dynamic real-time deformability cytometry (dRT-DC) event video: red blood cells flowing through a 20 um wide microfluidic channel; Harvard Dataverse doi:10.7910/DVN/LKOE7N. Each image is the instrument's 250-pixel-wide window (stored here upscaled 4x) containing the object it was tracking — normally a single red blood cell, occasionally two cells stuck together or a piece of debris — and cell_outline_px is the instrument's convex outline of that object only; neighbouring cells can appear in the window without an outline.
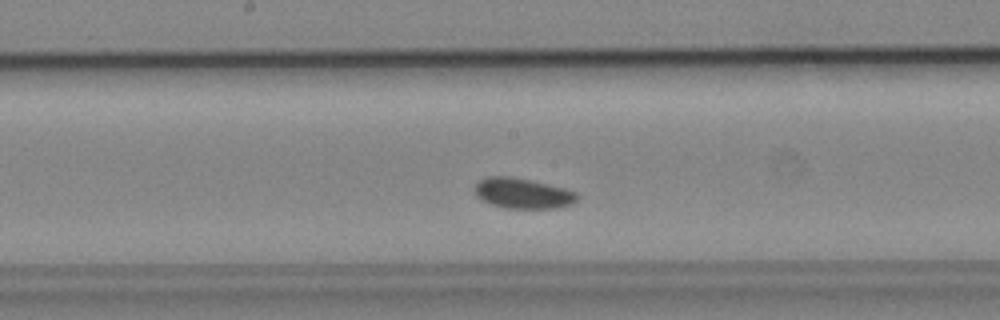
{"species": "common noctule bat (a hibernating species)", "species_latin": "Nyctalus noctula", "temperature_condition": "cold", "stored_images_in_passage": 48, "camera_frame_rate_fps": 3000, "um_per_image_px": 0.085, "animal": {"sex": "male", "body_mass_g": 19.2, "forearm_length_mm": 51.8}, "frame": {"image": 1, "passage_image": 21, "time_ms": 6.667, "image_size_px": [1000, 320], "cell_outline_px": [[580, 196], [572, 204], [560, 208], [508, 208], [492, 204], [476, 196], [472, 188], [480, 180], [488, 176], [508, 176], [532, 180], [564, 188], [576, 192]], "centroid_in_image_um": [44.44, 16.43], "position_along_channel_um": 203.8, "area_um2": 18.21}}